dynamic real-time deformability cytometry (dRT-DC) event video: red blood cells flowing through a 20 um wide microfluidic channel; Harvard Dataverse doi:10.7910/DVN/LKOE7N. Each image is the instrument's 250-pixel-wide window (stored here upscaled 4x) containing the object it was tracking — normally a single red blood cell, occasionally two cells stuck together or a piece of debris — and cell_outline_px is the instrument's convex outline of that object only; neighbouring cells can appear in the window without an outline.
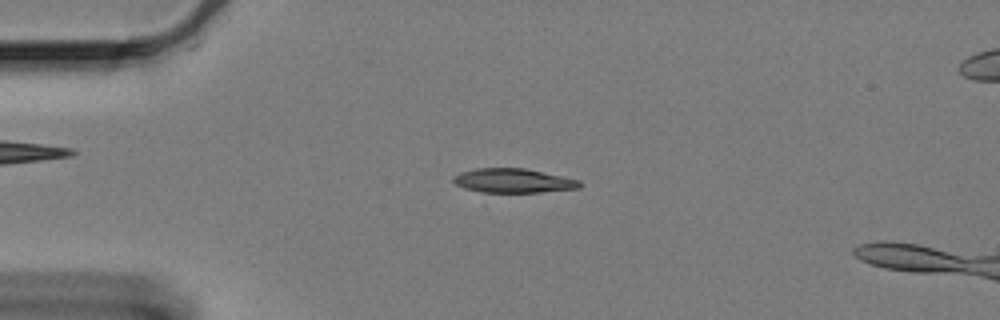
{"species": "Egyptian fruit bat (a non-hibernating species)", "species_latin": "Rousettus aegyptiacus", "temperature_condition": "cold", "stored_images_in_passage": 58, "camera_frame_rate_fps": 3000, "um_per_image_px": 0.085, "animal": {"sex": "female"}, "frame": {"image": 1, "passage_image": 12, "time_ms": 3.667, "image_size_px": [1000, 320], "cell_outline_px": [[584, 184], [580, 188], [540, 192], [480, 192], [464, 188], [456, 184], [452, 180], [452, 176], [460, 172], [476, 168], [524, 168], [580, 180]], "centroid_in_image_um": [43.62, 15.36], "position_along_channel_um": 41.4, "area_um2": 17.86}}
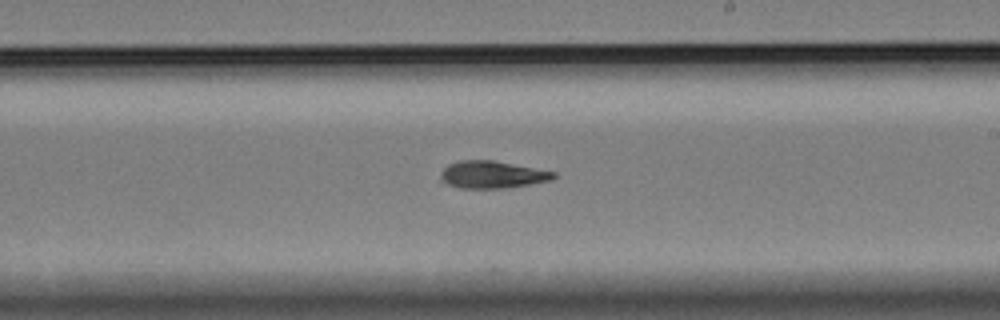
{"frame": {"image": 2, "passage_image": 33, "time_ms": 10.667, "image_size_px": [1000, 320], "cell_outline_px": [[556, 176], [552, 180], [504, 188], [460, 188], [448, 184], [440, 180], [440, 172], [448, 164], [460, 160], [492, 160], [556, 172]], "centroid_in_image_um": [41.8, 14.84], "position_along_channel_um": 247.2, "area_um2": 17.86}}
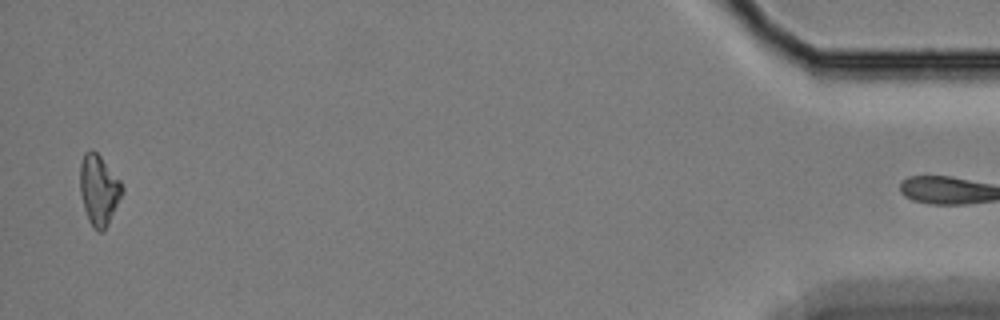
{"frame": {"image": 3, "passage_image": 57, "time_ms": 18.667, "image_size_px": [1000, 320], "cell_outline_px": [[124, 192], [104, 228], [100, 232], [92, 228], [88, 220], [84, 208], [80, 192], [80, 164], [84, 152], [96, 152], [100, 156], [120, 180], [124, 188]], "centroid_in_image_um": [8.39, 16.14], "position_along_channel_um": 426.8, "area_um2": 16.94}, "authors_computed_cell_mechanics": {"area_um2": 18.0914, "velocity_mm_per_s": 3.2936, "shape_relaxation_time_tau1_ms": 8.4364, "shape_relaxation_time_tau2_ms": null, "deformation_change_tau1": 0.1762, "deformation_change_tau2": null}}